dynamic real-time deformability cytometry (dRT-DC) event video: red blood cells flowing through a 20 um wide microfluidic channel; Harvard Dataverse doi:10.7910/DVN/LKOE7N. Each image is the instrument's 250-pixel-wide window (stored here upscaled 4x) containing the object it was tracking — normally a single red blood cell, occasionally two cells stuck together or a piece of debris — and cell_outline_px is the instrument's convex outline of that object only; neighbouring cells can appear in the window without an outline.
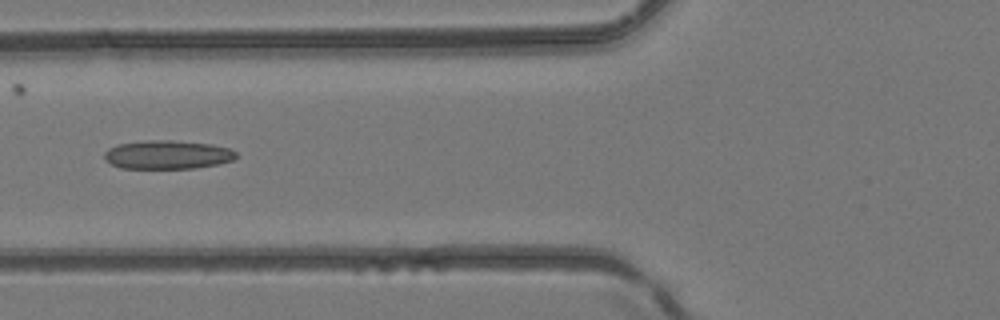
{"species": "common noctule bat (a hibernating species)", "species_latin": "Nyctalus noctula", "temperature_condition": "room temperature", "stored_images_in_passage": 6, "camera_frame_rate_fps": 3000, "um_per_image_px": 0.085, "animal": {"sex": "female", "body_mass_g": 24.6, "forearm_length_mm": 56.2}, "frame": {"image": 1, "passage_image": 6, "time_ms": 1.667, "image_size_px": [1000, 320], "cell_outline_px": [[236, 156], [232, 160], [216, 164], [196, 168], [120, 168], [104, 160], [104, 152], [108, 148], [120, 144], [148, 140], [172, 140], [212, 144], [228, 148], [236, 152]], "centroid_in_image_um": [14.2, 13.15], "position_along_channel_um": 111.6, "area_um2": 21.91}}